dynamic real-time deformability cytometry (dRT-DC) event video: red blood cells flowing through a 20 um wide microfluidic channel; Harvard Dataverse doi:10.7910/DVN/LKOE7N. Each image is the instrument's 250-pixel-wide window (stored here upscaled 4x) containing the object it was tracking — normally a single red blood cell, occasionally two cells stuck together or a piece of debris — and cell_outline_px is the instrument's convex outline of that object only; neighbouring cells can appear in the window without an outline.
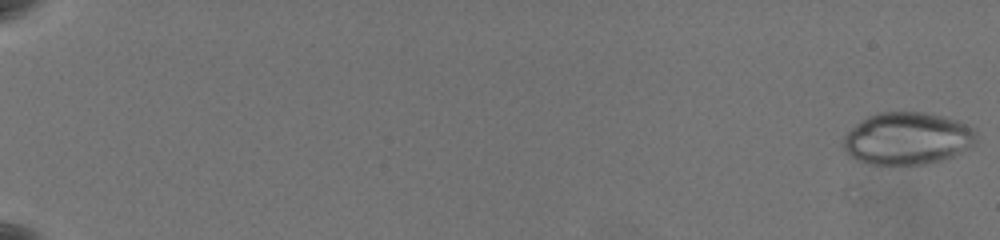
{"species": "common noctule bat (a hibernating species)", "species_latin": "Nyctalus noctula", "temperature_condition": "warm", "stored_images_in_passage": 24, "camera_frame_rate_fps": 3000, "um_per_image_px": 0.085, "animal": {"sex": "female", "body_mass_g": 19.5, "forearm_length_mm": 54.1}, "frame": {"image": 1, "passage_image": 1, "time_ms": 0.0, "image_size_px": [1000, 240], "cell_outline_px": [[976, 140], [968, 148], [952, 156], [940, 160], [924, 164], [868, 164], [856, 160], [848, 156], [844, 152], [840, 144], [844, 136], [856, 124], [868, 116], [880, 112], [924, 112], [944, 116], [956, 120], [976, 128]], "centroid_in_image_um": [77.08, 11.77], "position_along_channel_um": 7.9, "area_um2": 40.75}}
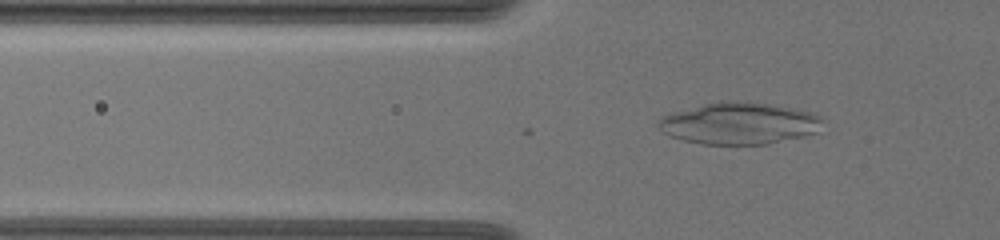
{"frame": {"image": 2, "passage_image": 24, "time_ms": 7.667, "image_size_px": [1000, 240], "cell_outline_px": [[820, 120], [816, 132], [804, 136], [768, 144], [700, 144], [668, 136], [656, 124], [664, 116], [672, 112], [720, 100], [732, 100], [768, 104], [792, 108], [808, 112], [820, 116]], "centroid_in_image_um": [62.77, 10.49], "position_along_channel_um": 63.0, "area_um2": 39.59}}